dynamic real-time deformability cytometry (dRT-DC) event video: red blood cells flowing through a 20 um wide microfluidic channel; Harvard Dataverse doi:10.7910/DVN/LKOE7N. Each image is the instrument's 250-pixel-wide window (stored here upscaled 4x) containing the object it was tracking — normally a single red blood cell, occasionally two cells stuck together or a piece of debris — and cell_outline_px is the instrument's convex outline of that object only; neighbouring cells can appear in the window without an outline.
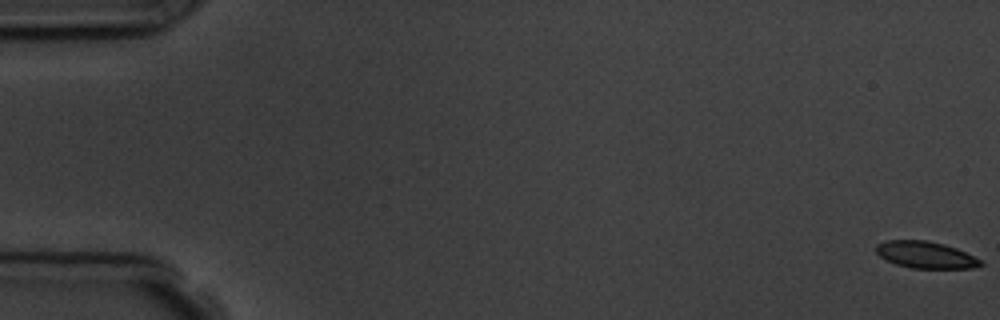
{"species": "common noctule bat (a hibernating species)", "species_latin": "Nyctalus noctula", "temperature_condition": "room temperature", "stored_images_in_passage": 7, "camera_frame_rate_fps": 3000, "um_per_image_px": 0.085, "animal": {"sex": "male", "body_mass_g": 19.5, "forearm_length_mm": 54.6}, "frame": {"image": 1, "passage_image": 1, "time_ms": 0.0, "image_size_px": [1000, 320], "cell_outline_px": [[984, 264], [972, 268], [912, 268], [896, 264], [880, 256], [876, 252], [876, 244], [888, 240], [928, 240], [944, 244], [956, 248], [980, 260]], "centroid_in_image_um": [78.66, 21.65], "position_along_channel_um": 6.3, "area_um2": 16.13}}
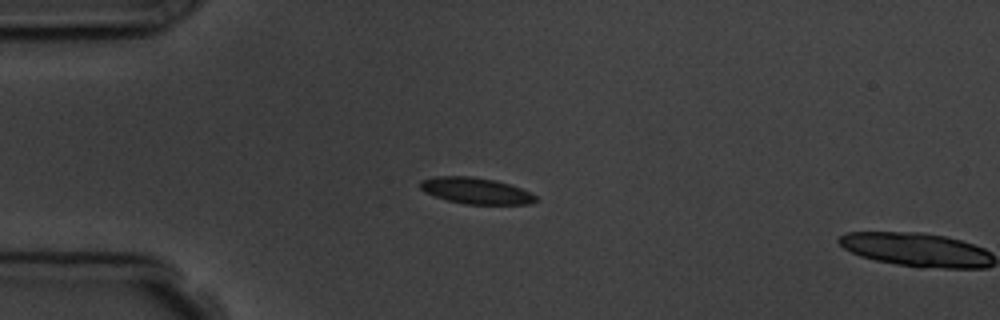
{"frame": {"image": 2, "passage_image": 5, "time_ms": 4.667, "image_size_px": [1000, 320], "cell_outline_px": [[536, 200], [528, 204], [464, 204], [448, 200], [424, 192], [420, 188], [420, 180], [436, 176], [472, 176], [496, 180], [520, 188], [536, 196]], "centroid_in_image_um": [40.41, 16.2], "position_along_channel_um": 44.6, "area_um2": 17.51}}